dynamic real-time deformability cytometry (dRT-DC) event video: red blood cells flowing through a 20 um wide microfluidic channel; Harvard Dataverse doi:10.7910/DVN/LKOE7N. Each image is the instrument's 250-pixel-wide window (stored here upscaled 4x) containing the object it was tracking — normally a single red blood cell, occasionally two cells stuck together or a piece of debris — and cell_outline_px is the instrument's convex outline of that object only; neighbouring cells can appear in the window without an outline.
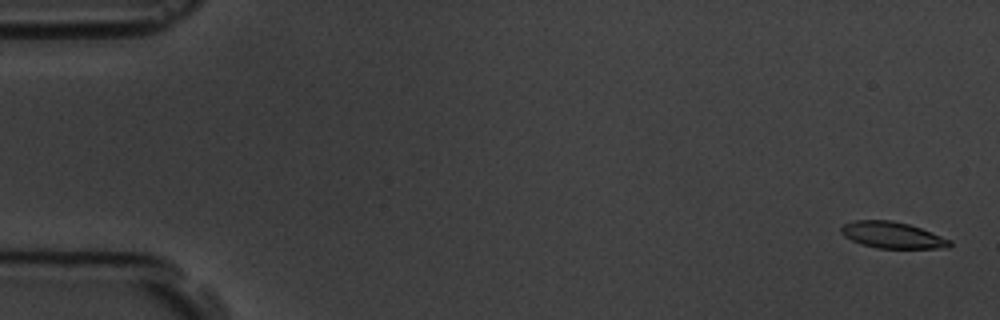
{"species": "common noctule bat (a hibernating species)", "species_latin": "Nyctalus noctula", "temperature_condition": "room temperature", "stored_images_in_passage": 5, "camera_frame_rate_fps": 3000, "um_per_image_px": 0.085, "animal": {"sex": "male", "body_mass_g": 19.5, "forearm_length_mm": 54.6}, "frame": {"image": 1, "passage_image": 1, "time_ms": 0.0, "image_size_px": [1000, 320], "cell_outline_px": [[952, 244], [948, 248], [876, 248], [860, 244], [844, 236], [840, 232], [840, 228], [844, 224], [856, 220], [892, 220], [908, 224], [920, 228], [952, 240]], "centroid_in_image_um": [75.84, 19.98], "position_along_channel_um": 9.2, "area_um2": 16.7}}
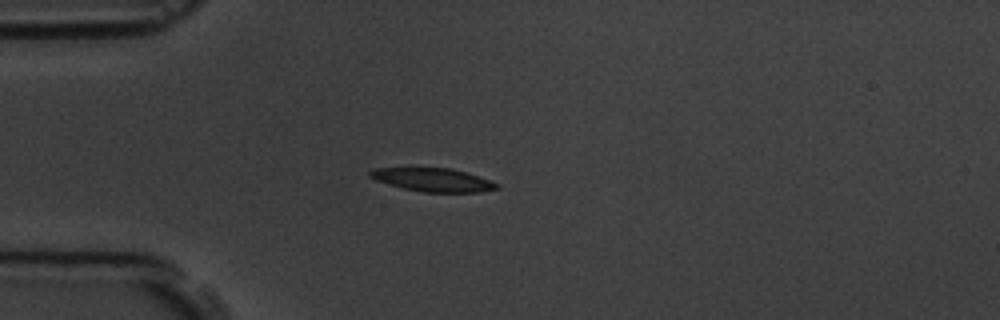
{"frame": {"image": 2, "passage_image": 5, "time_ms": 4.667, "image_size_px": [1000, 320], "cell_outline_px": [[500, 188], [480, 192], [424, 192], [404, 188], [376, 180], [368, 176], [368, 172], [372, 168], [448, 168], [464, 172], [500, 184]], "centroid_in_image_um": [36.78, 15.29], "position_along_channel_um": 48.2, "area_um2": 16.99}}